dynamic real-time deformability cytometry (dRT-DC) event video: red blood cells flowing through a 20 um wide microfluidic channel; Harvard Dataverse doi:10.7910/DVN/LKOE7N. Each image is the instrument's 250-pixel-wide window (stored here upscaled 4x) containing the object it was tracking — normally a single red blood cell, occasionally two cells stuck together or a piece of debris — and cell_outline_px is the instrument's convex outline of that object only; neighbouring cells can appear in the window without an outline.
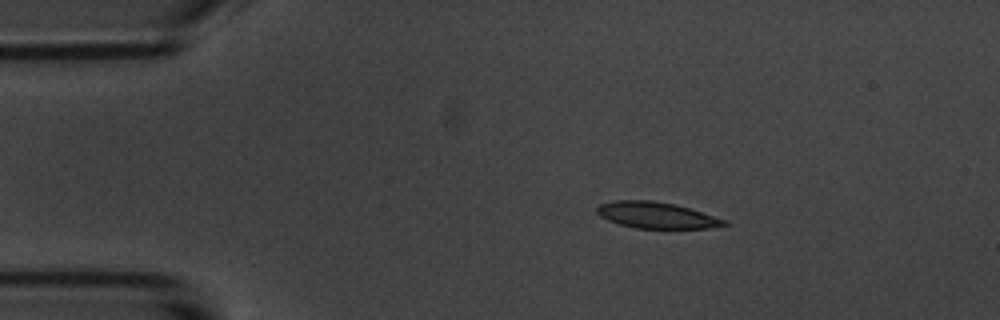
{"species": "common noctule bat (a hibernating species)", "species_latin": "Nyctalus noctula", "temperature_condition": "room temperature", "stored_images_in_passage": 5, "camera_frame_rate_fps": 3000, "um_per_image_px": 0.085, "animal": {"sex": "male", "body_mass_g": 20.1, "forearm_length_mm": 53.5}, "frame": {"image": 1, "passage_image": 3, "time_ms": 2.667, "image_size_px": [1000, 320], "cell_outline_px": [[728, 224], [708, 228], [636, 228], [620, 224], [608, 220], [600, 216], [596, 212], [596, 208], [600, 204], [616, 200], [652, 200], [676, 204], [728, 220]], "centroid_in_image_um": [55.8, 18.28], "position_along_channel_um": 29.2, "area_um2": 19.42}}